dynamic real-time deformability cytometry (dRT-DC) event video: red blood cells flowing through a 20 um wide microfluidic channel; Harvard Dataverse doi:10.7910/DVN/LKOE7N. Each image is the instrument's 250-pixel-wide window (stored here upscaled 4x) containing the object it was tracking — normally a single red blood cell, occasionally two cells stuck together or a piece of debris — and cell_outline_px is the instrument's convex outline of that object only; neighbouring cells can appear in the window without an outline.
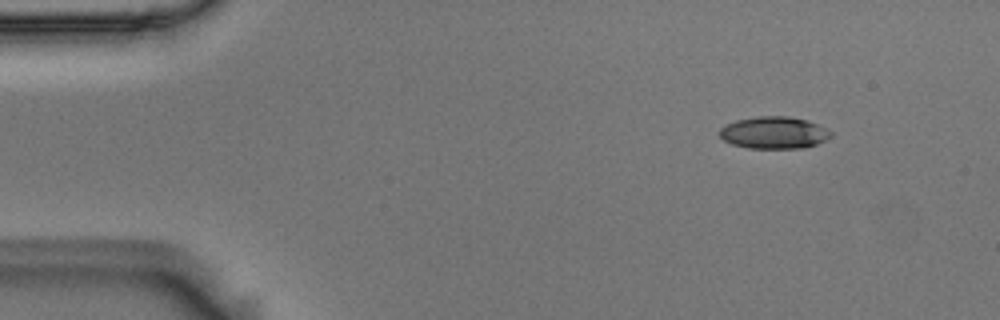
{"species": "Egyptian fruit bat (a non-hibernating species)", "species_latin": "Rousettus aegyptiacus", "temperature_condition": "room temperature", "stored_images_in_passage": 4, "camera_frame_rate_fps": 3000, "um_per_image_px": 0.085, "animal": {"sex": "male"}, "frame": {"image": 1, "passage_image": 1, "time_ms": 0.0, "image_size_px": [1000, 320], "cell_outline_px": [[832, 136], [816, 144], [804, 148], [748, 148], [732, 144], [724, 140], [720, 136], [720, 128], [736, 120], [760, 116], [788, 116], [808, 120], [832, 132]], "centroid_in_image_um": [65.79, 11.28], "position_along_channel_um": 19.2, "area_um2": 20.63}}
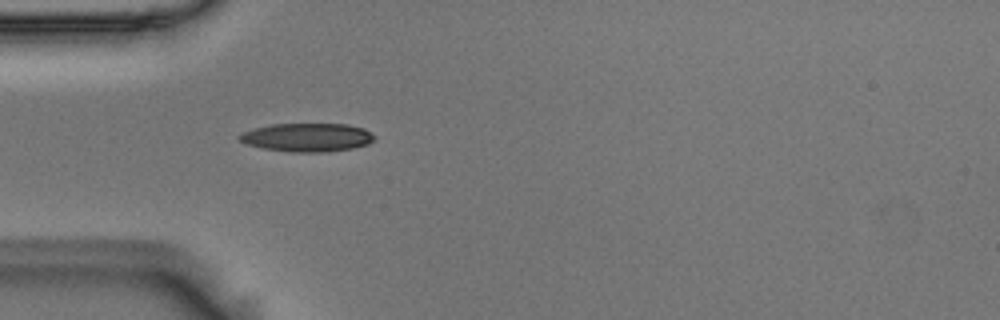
{"frame": {"image": 2, "passage_image": 4, "time_ms": 1.0, "image_size_px": [1000, 320], "cell_outline_px": [[376, 136], [368, 144], [352, 148], [328, 152], [292, 152], [264, 148], [248, 144], [240, 140], [236, 136], [244, 132], [256, 128], [272, 124], [348, 124], [364, 128]], "centroid_in_image_um": [26.15, 11.67], "position_along_channel_um": 58.9, "area_um2": 22.25}}